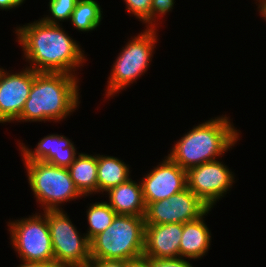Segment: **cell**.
Instances as JSON below:
<instances>
[{"instance_id": "7402d4cb", "label": "cell", "mask_w": 266, "mask_h": 267, "mask_svg": "<svg viewBox=\"0 0 266 267\" xmlns=\"http://www.w3.org/2000/svg\"><path fill=\"white\" fill-rule=\"evenodd\" d=\"M151 1L152 0H124L126 10L130 14H134L139 21L146 24V28H150Z\"/></svg>"}, {"instance_id": "30bf717a", "label": "cell", "mask_w": 266, "mask_h": 267, "mask_svg": "<svg viewBox=\"0 0 266 267\" xmlns=\"http://www.w3.org/2000/svg\"><path fill=\"white\" fill-rule=\"evenodd\" d=\"M209 207L188 187L183 191L150 203L146 207L145 224L186 223L202 216Z\"/></svg>"}, {"instance_id": "8fae6325", "label": "cell", "mask_w": 266, "mask_h": 267, "mask_svg": "<svg viewBox=\"0 0 266 267\" xmlns=\"http://www.w3.org/2000/svg\"><path fill=\"white\" fill-rule=\"evenodd\" d=\"M37 73L28 67L15 74L0 68V123L18 120Z\"/></svg>"}, {"instance_id": "d4e9b609", "label": "cell", "mask_w": 266, "mask_h": 267, "mask_svg": "<svg viewBox=\"0 0 266 267\" xmlns=\"http://www.w3.org/2000/svg\"><path fill=\"white\" fill-rule=\"evenodd\" d=\"M87 267H125V260L91 259Z\"/></svg>"}, {"instance_id": "ba28073f", "label": "cell", "mask_w": 266, "mask_h": 267, "mask_svg": "<svg viewBox=\"0 0 266 267\" xmlns=\"http://www.w3.org/2000/svg\"><path fill=\"white\" fill-rule=\"evenodd\" d=\"M14 251L20 260L54 262V252L47 223V210L28 218L8 222Z\"/></svg>"}, {"instance_id": "cb8c5ba5", "label": "cell", "mask_w": 266, "mask_h": 267, "mask_svg": "<svg viewBox=\"0 0 266 267\" xmlns=\"http://www.w3.org/2000/svg\"><path fill=\"white\" fill-rule=\"evenodd\" d=\"M152 267H193L185 258H152Z\"/></svg>"}, {"instance_id": "6da1fadb", "label": "cell", "mask_w": 266, "mask_h": 267, "mask_svg": "<svg viewBox=\"0 0 266 267\" xmlns=\"http://www.w3.org/2000/svg\"><path fill=\"white\" fill-rule=\"evenodd\" d=\"M61 27L42 19L16 27L17 41L23 48L25 61L29 62L28 68L36 72L77 75L76 69L86 62L85 54L80 44Z\"/></svg>"}, {"instance_id": "2e32d148", "label": "cell", "mask_w": 266, "mask_h": 267, "mask_svg": "<svg viewBox=\"0 0 266 267\" xmlns=\"http://www.w3.org/2000/svg\"><path fill=\"white\" fill-rule=\"evenodd\" d=\"M211 210L212 208H209L198 219L183 224L179 248L181 258L195 260L206 256L211 244V231L204 221V216Z\"/></svg>"}, {"instance_id": "3957f363", "label": "cell", "mask_w": 266, "mask_h": 267, "mask_svg": "<svg viewBox=\"0 0 266 267\" xmlns=\"http://www.w3.org/2000/svg\"><path fill=\"white\" fill-rule=\"evenodd\" d=\"M226 115L205 121L184 134L170 150L168 158L182 169L221 158L240 139V132Z\"/></svg>"}, {"instance_id": "9a60e30c", "label": "cell", "mask_w": 266, "mask_h": 267, "mask_svg": "<svg viewBox=\"0 0 266 267\" xmlns=\"http://www.w3.org/2000/svg\"><path fill=\"white\" fill-rule=\"evenodd\" d=\"M138 183L129 178L126 182L120 183L106 192L109 196L108 204L116 214L145 216L146 204L141 182Z\"/></svg>"}, {"instance_id": "52a82bcc", "label": "cell", "mask_w": 266, "mask_h": 267, "mask_svg": "<svg viewBox=\"0 0 266 267\" xmlns=\"http://www.w3.org/2000/svg\"><path fill=\"white\" fill-rule=\"evenodd\" d=\"M55 262L64 267H87L91 261L90 241L79 234L64 210H47Z\"/></svg>"}, {"instance_id": "44dd1931", "label": "cell", "mask_w": 266, "mask_h": 267, "mask_svg": "<svg viewBox=\"0 0 266 267\" xmlns=\"http://www.w3.org/2000/svg\"><path fill=\"white\" fill-rule=\"evenodd\" d=\"M78 0H49V12L50 16L41 18L48 24H58L60 21L69 20L76 7Z\"/></svg>"}, {"instance_id": "5bb4252c", "label": "cell", "mask_w": 266, "mask_h": 267, "mask_svg": "<svg viewBox=\"0 0 266 267\" xmlns=\"http://www.w3.org/2000/svg\"><path fill=\"white\" fill-rule=\"evenodd\" d=\"M182 223L145 224L144 252L149 258H179Z\"/></svg>"}, {"instance_id": "9c48e42d", "label": "cell", "mask_w": 266, "mask_h": 267, "mask_svg": "<svg viewBox=\"0 0 266 267\" xmlns=\"http://www.w3.org/2000/svg\"><path fill=\"white\" fill-rule=\"evenodd\" d=\"M234 174L220 160H213L187 170V187L209 208L233 187ZM215 204V205H214Z\"/></svg>"}, {"instance_id": "ffe728a7", "label": "cell", "mask_w": 266, "mask_h": 267, "mask_svg": "<svg viewBox=\"0 0 266 267\" xmlns=\"http://www.w3.org/2000/svg\"><path fill=\"white\" fill-rule=\"evenodd\" d=\"M87 208L86 215L89 228L86 236L91 241L96 235L102 233L112 224L117 214L106 201L91 203Z\"/></svg>"}, {"instance_id": "e0dca14e", "label": "cell", "mask_w": 266, "mask_h": 267, "mask_svg": "<svg viewBox=\"0 0 266 267\" xmlns=\"http://www.w3.org/2000/svg\"><path fill=\"white\" fill-rule=\"evenodd\" d=\"M67 169L76 188L83 196L97 193V155L78 153Z\"/></svg>"}, {"instance_id": "d6986e66", "label": "cell", "mask_w": 266, "mask_h": 267, "mask_svg": "<svg viewBox=\"0 0 266 267\" xmlns=\"http://www.w3.org/2000/svg\"><path fill=\"white\" fill-rule=\"evenodd\" d=\"M101 9L95 0H78L70 21L76 30L88 33L101 24L103 19Z\"/></svg>"}, {"instance_id": "7a4b0ae2", "label": "cell", "mask_w": 266, "mask_h": 267, "mask_svg": "<svg viewBox=\"0 0 266 267\" xmlns=\"http://www.w3.org/2000/svg\"><path fill=\"white\" fill-rule=\"evenodd\" d=\"M78 83L76 75L38 72L17 121H63L79 107Z\"/></svg>"}, {"instance_id": "8992f818", "label": "cell", "mask_w": 266, "mask_h": 267, "mask_svg": "<svg viewBox=\"0 0 266 267\" xmlns=\"http://www.w3.org/2000/svg\"><path fill=\"white\" fill-rule=\"evenodd\" d=\"M24 165L31 190L43 211L62 210V203L84 197L76 188L67 168L43 161L24 162Z\"/></svg>"}, {"instance_id": "277c9868", "label": "cell", "mask_w": 266, "mask_h": 267, "mask_svg": "<svg viewBox=\"0 0 266 267\" xmlns=\"http://www.w3.org/2000/svg\"><path fill=\"white\" fill-rule=\"evenodd\" d=\"M144 238V216L117 214L112 224L90 241L91 259H134L143 255Z\"/></svg>"}, {"instance_id": "4fadbf2b", "label": "cell", "mask_w": 266, "mask_h": 267, "mask_svg": "<svg viewBox=\"0 0 266 267\" xmlns=\"http://www.w3.org/2000/svg\"><path fill=\"white\" fill-rule=\"evenodd\" d=\"M24 162L43 161L61 168H68L77 155L72 141L58 134H49L42 138L35 149H29L24 143H18Z\"/></svg>"}, {"instance_id": "ac0fdd59", "label": "cell", "mask_w": 266, "mask_h": 267, "mask_svg": "<svg viewBox=\"0 0 266 267\" xmlns=\"http://www.w3.org/2000/svg\"><path fill=\"white\" fill-rule=\"evenodd\" d=\"M97 165V193L108 192L130 178L129 165L117 157L98 154Z\"/></svg>"}, {"instance_id": "4316f807", "label": "cell", "mask_w": 266, "mask_h": 267, "mask_svg": "<svg viewBox=\"0 0 266 267\" xmlns=\"http://www.w3.org/2000/svg\"><path fill=\"white\" fill-rule=\"evenodd\" d=\"M17 267H64L58 263L54 262H35V261H24Z\"/></svg>"}, {"instance_id": "f1b7e54d", "label": "cell", "mask_w": 266, "mask_h": 267, "mask_svg": "<svg viewBox=\"0 0 266 267\" xmlns=\"http://www.w3.org/2000/svg\"><path fill=\"white\" fill-rule=\"evenodd\" d=\"M257 1L259 2L258 3L259 13L266 21V0H257Z\"/></svg>"}, {"instance_id": "5b68a950", "label": "cell", "mask_w": 266, "mask_h": 267, "mask_svg": "<svg viewBox=\"0 0 266 267\" xmlns=\"http://www.w3.org/2000/svg\"><path fill=\"white\" fill-rule=\"evenodd\" d=\"M157 31L156 28H146L123 47L108 77L106 97H113L147 72L158 41Z\"/></svg>"}, {"instance_id": "603a6c76", "label": "cell", "mask_w": 266, "mask_h": 267, "mask_svg": "<svg viewBox=\"0 0 266 267\" xmlns=\"http://www.w3.org/2000/svg\"><path fill=\"white\" fill-rule=\"evenodd\" d=\"M174 0H152L150 7V28H157L158 17L167 14L174 7ZM157 19V21H156Z\"/></svg>"}, {"instance_id": "484cf974", "label": "cell", "mask_w": 266, "mask_h": 267, "mask_svg": "<svg viewBox=\"0 0 266 267\" xmlns=\"http://www.w3.org/2000/svg\"><path fill=\"white\" fill-rule=\"evenodd\" d=\"M125 267H152V258L141 255L134 259L125 260Z\"/></svg>"}, {"instance_id": "83f0119b", "label": "cell", "mask_w": 266, "mask_h": 267, "mask_svg": "<svg viewBox=\"0 0 266 267\" xmlns=\"http://www.w3.org/2000/svg\"><path fill=\"white\" fill-rule=\"evenodd\" d=\"M25 0H0V9L2 10H10L16 7H20Z\"/></svg>"}, {"instance_id": "7c38bea8", "label": "cell", "mask_w": 266, "mask_h": 267, "mask_svg": "<svg viewBox=\"0 0 266 267\" xmlns=\"http://www.w3.org/2000/svg\"><path fill=\"white\" fill-rule=\"evenodd\" d=\"M141 179L146 207L155 201L168 199L187 188V171L167 156Z\"/></svg>"}]
</instances>
